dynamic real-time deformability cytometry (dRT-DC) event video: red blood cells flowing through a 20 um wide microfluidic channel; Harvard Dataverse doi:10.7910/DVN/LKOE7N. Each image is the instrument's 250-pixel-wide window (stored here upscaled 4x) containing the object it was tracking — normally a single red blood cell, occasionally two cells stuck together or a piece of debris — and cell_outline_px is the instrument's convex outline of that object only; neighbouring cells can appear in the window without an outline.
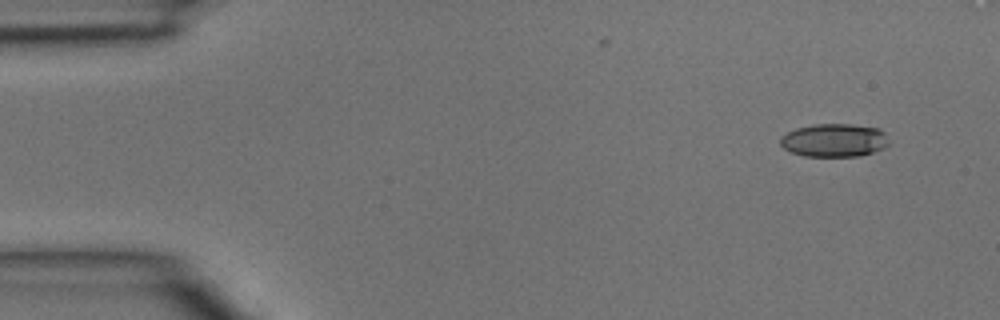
{"species": "common noctule bat (a hibernating species)", "species_latin": "Nyctalus noctula", "temperature_condition": "room temperature", "stored_images_in_passage": 3, "camera_frame_rate_fps": 3000, "um_per_image_px": 0.085, "animal": {"sex": "male", "body_mass_g": 15.6}, "frame": {"image": 1, "passage_image": 1, "time_ms": 0.0, "image_size_px": [1000, 320], "cell_outline_px": [[888, 144], [884, 148], [860, 156], [804, 156], [792, 152], [784, 148], [780, 144], [780, 136], [796, 128], [816, 124], [852, 124], [880, 128], [884, 132]], "centroid_in_image_um": [70.9, 11.92], "position_along_channel_um": 14.1, "area_um2": 20.98}}